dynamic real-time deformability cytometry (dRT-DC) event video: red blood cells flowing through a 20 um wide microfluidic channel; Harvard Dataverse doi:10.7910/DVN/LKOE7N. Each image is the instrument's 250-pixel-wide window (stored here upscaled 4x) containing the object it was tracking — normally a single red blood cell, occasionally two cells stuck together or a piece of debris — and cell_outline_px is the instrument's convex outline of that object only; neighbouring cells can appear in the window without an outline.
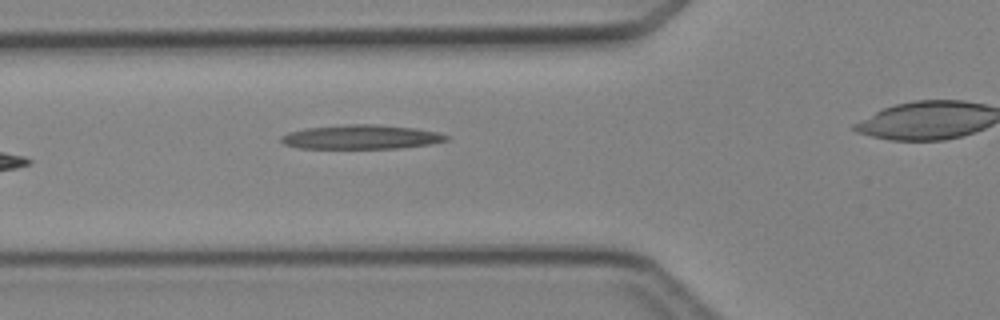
{"species": "Egyptian fruit bat (a non-hibernating species)", "species_latin": "Rousettus aegyptiacus", "temperature_condition": "cold", "stored_images_in_passage": 5, "camera_frame_rate_fps": 3000, "um_per_image_px": 0.085, "animal": {"sex": "female"}, "frame": {"image": 1, "passage_image": 4, "time_ms": 3.667, "image_size_px": [1000, 320], "cell_outline_px": [[448, 140], [432, 144], [400, 148], [296, 148], [284, 144], [280, 140], [280, 136], [288, 132], [308, 128], [348, 124], [376, 124], [416, 128], [436, 132], [448, 136]], "centroid_in_image_um": [30.69, 11.64], "position_along_channel_um": 95.1, "area_um2": 23.29}}